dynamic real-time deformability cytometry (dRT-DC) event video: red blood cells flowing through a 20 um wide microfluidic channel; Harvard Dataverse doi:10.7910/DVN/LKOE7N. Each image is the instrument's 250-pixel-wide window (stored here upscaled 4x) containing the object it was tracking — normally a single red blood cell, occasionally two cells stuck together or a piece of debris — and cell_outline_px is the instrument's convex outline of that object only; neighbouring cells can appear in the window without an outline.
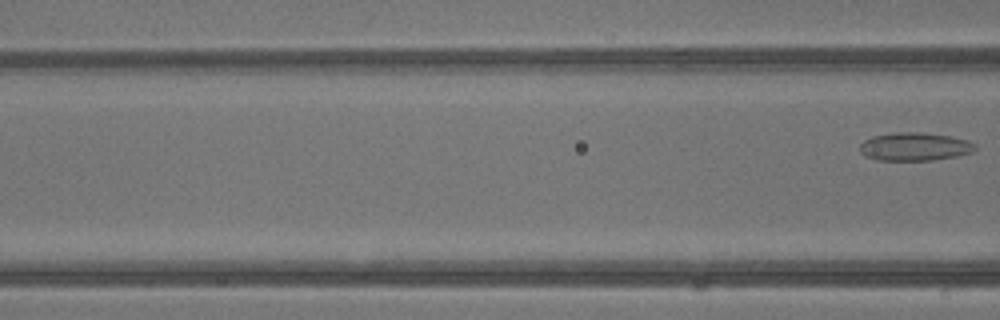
{"species": "common noctule bat (a hibernating species)", "species_latin": "Nyctalus noctula", "temperature_condition": "warm", "stored_images_in_passage": 4, "camera_frame_rate_fps": 3000, "um_per_image_px": 0.085, "animal": {"sex": "male", "body_mass_g": 13.3}, "frame": {"image": 1, "passage_image": 4, "time_ms": 1.0, "image_size_px": [1000, 320], "cell_outline_px": [[976, 148], [972, 152], [956, 156], [932, 160], [876, 160], [864, 156], [860, 152], [860, 144], [864, 140], [872, 136], [896, 132], [924, 132], [952, 136], [968, 140], [976, 144]], "centroid_in_image_um": [77.74, 12.45], "position_along_channel_um": 88.9, "area_um2": 19.13}}